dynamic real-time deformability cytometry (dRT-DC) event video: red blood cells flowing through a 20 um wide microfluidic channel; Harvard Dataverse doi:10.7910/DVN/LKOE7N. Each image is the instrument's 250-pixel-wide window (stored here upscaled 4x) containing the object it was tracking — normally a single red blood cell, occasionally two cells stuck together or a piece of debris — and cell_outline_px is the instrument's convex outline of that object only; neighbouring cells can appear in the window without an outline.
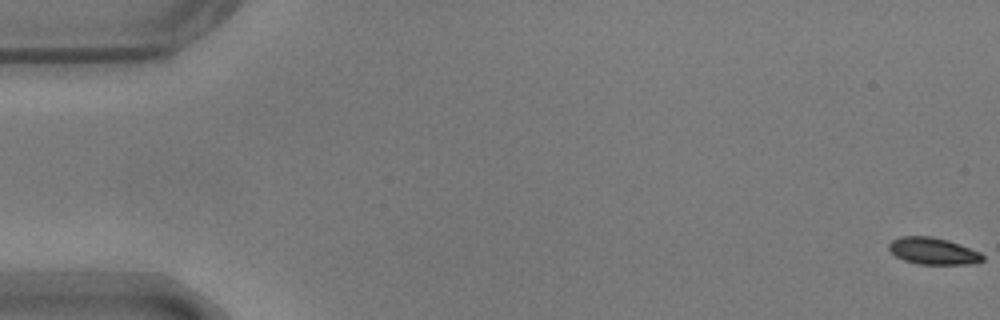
{"species": "common noctule bat (a hibernating species)", "species_latin": "Nyctalus noctula", "temperature_condition": "warm", "stored_images_in_passage": 57, "segment_of_instrument_passage": [1, 2], "camera_frame_rate_fps": 3000, "um_per_image_px": 0.085, "animal": {"sex": "male", "body_mass_g": 17.9}, "frame": {"image": 1, "passage_image": 1, "time_ms": 0.0, "image_size_px": [1000, 320], "cell_outline_px": [[984, 260], [972, 264], [916, 264], [904, 260], [896, 256], [888, 248], [888, 244], [892, 240], [900, 236], [932, 236], [948, 240], [960, 244], [980, 252], [984, 256]], "centroid_in_image_um": [79.31, 21.33], "position_along_channel_um": 5.7, "area_um2": 14.74}}
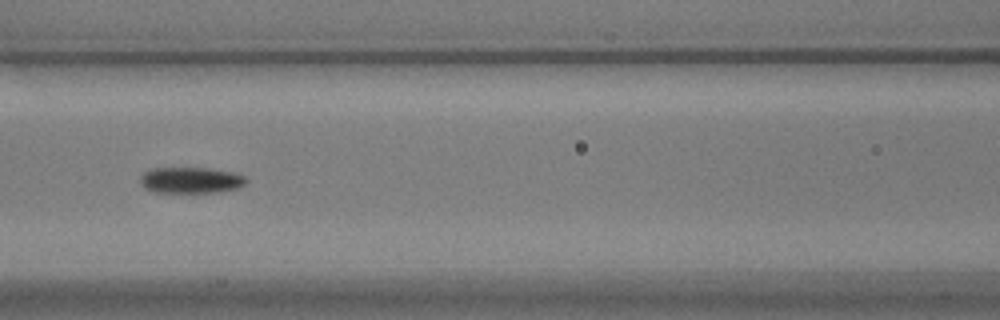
{"frame": {"image": 2, "passage_image": 25, "time_ms": 8.0, "image_size_px": [1000, 320], "cell_outline_px": [[248, 180], [240, 188], [216, 192], [152, 192], [144, 188], [140, 184], [140, 176], [144, 172], [152, 168], [208, 168], [232, 172], [244, 176]], "centroid_in_image_um": [16.19, 15.32], "position_along_channel_um": 150.4, "area_um2": 16.18}}
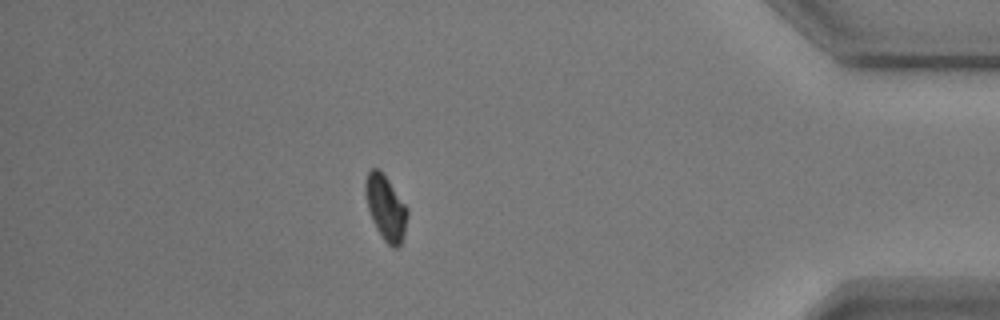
{"frame": {"image": 3, "passage_image": 49, "time_ms": 16.0, "image_size_px": [1000, 320], "cell_outline_px": [[408, 216], [404, 236], [400, 244], [396, 248], [392, 248], [384, 240], [376, 228], [372, 220], [368, 208], [364, 188], [364, 184], [368, 172], [372, 168], [380, 168], [408, 208]], "centroid_in_image_um": [32.79, 17.65], "position_along_channel_um": 402.4, "area_um2": 15.95}}